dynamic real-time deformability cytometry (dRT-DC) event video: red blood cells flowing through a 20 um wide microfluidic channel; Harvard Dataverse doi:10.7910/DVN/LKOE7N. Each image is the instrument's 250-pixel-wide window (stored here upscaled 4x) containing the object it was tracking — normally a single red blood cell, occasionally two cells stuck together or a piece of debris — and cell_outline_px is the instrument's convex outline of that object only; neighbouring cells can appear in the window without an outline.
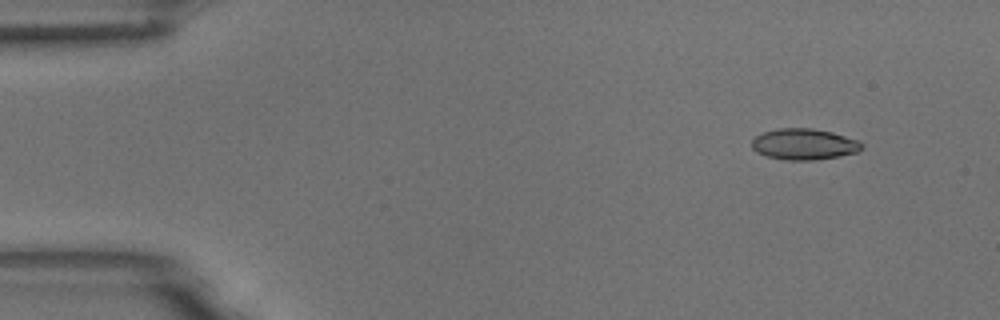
{"species": "common noctule bat (a hibernating species)", "species_latin": "Nyctalus noctula", "temperature_condition": "room temperature", "stored_images_in_passage": 4, "camera_frame_rate_fps": 3000, "um_per_image_px": 0.085, "animal": {"sex": "male", "body_mass_g": 18.8}, "frame": {"image": 1, "passage_image": 1, "time_ms": 0.0, "image_size_px": [1000, 320], "cell_outline_px": [[864, 148], [856, 152], [840, 156], [812, 160], [788, 160], [768, 156], [756, 152], [752, 148], [752, 140], [756, 136], [764, 132], [780, 128], [812, 128], [832, 132], [860, 140], [864, 144]], "centroid_in_image_um": [68.39, 12.25], "position_along_channel_um": 16.6, "area_um2": 19.94}}
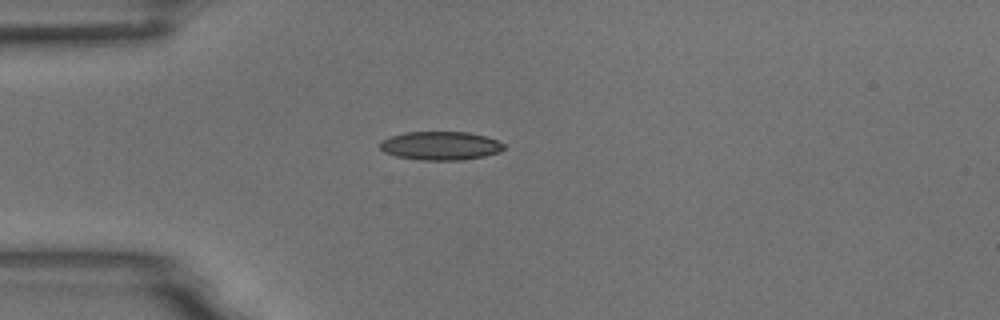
{"frame": {"image": 2, "passage_image": 4, "time_ms": 1.0, "image_size_px": [1000, 320], "cell_outline_px": [[504, 148], [500, 152], [484, 156], [460, 160], [420, 160], [396, 156], [384, 152], [380, 148], [380, 140], [404, 132], [468, 132], [484, 136], [496, 140], [504, 144]], "centroid_in_image_um": [37.42, 12.39], "position_along_channel_um": 47.6, "area_um2": 20.58}}